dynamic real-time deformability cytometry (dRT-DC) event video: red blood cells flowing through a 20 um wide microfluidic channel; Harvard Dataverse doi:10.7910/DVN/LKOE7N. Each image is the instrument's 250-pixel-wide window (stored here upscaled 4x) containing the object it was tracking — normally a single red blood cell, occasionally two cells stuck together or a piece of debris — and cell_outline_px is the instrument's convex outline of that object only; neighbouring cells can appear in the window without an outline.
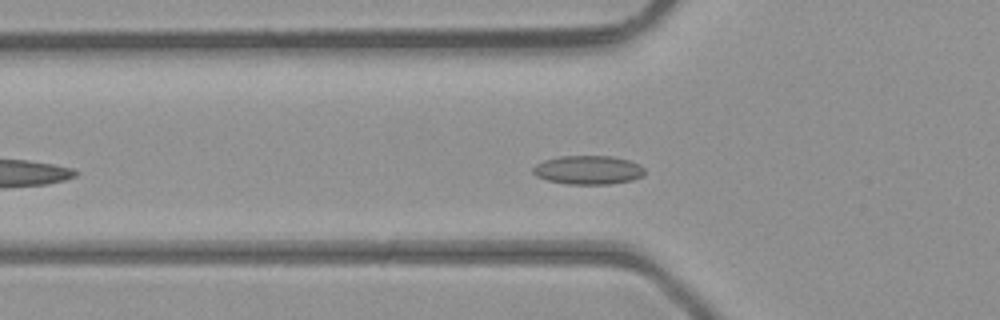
{"species": "common noctule bat (a hibernating species)", "species_latin": "Nyctalus noctula", "temperature_condition": "room temperature", "stored_images_in_passage": 33, "camera_frame_rate_fps": 3000, "um_per_image_px": 0.085, "animal": {"sex": "male", "body_mass_g": 23.1, "forearm_length_mm": 52.7}, "frame": {"image": 1, "passage_image": 4, "time_ms": 1.0, "image_size_px": [1000, 320], "cell_outline_px": [[644, 176], [632, 180], [608, 184], [568, 184], [548, 180], [536, 176], [532, 172], [532, 168], [536, 164], [544, 160], [560, 156], [612, 156], [628, 160], [640, 164], [644, 168]], "centroid_in_image_um": [50.0, 14.44], "position_along_channel_um": 75.8, "area_um2": 18.79}}
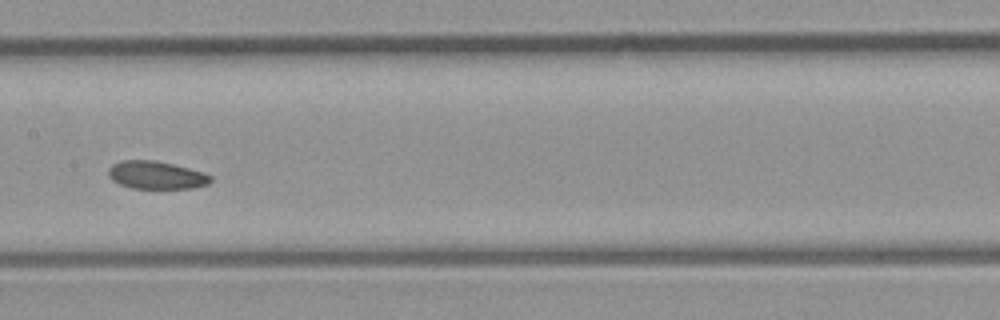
{"frame": {"image": 2, "passage_image": 12, "time_ms": 3.667, "image_size_px": [1000, 320], "cell_outline_px": [[212, 180], [208, 184], [192, 188], [132, 188], [120, 184], [112, 180], [108, 176], [108, 168], [112, 164], [120, 160], [156, 160], [204, 172], [212, 176]], "centroid_in_image_um": [13.26, 14.87], "position_along_channel_um": 194.1, "area_um2": 16.65}}
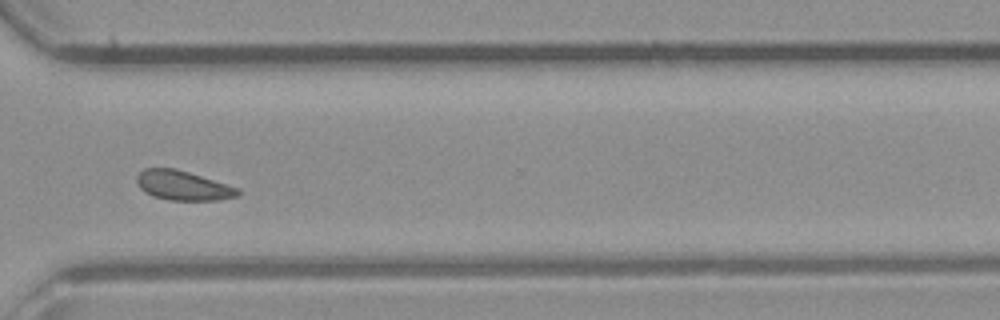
{"frame": {"image": 3, "passage_image": 23, "time_ms": 7.333, "image_size_px": [1000, 320], "cell_outline_px": [[240, 196], [216, 200], [168, 200], [152, 196], [144, 192], [140, 188], [136, 180], [136, 176], [144, 168], [176, 168], [240, 188]], "centroid_in_image_um": [15.55, 15.77], "position_along_channel_um": 355.0, "area_um2": 17.51}, "authors_computed_cell_mechanics": {"area_um2": 17.7446, "velocity_mm_per_s": 4.4007, "shape_relaxation_time_tau1_ms": 8.807, "shape_relaxation_time_tau2_ms": null, "deformation_change_tau1": 0.0606, "deformation_change_tau2": null}}